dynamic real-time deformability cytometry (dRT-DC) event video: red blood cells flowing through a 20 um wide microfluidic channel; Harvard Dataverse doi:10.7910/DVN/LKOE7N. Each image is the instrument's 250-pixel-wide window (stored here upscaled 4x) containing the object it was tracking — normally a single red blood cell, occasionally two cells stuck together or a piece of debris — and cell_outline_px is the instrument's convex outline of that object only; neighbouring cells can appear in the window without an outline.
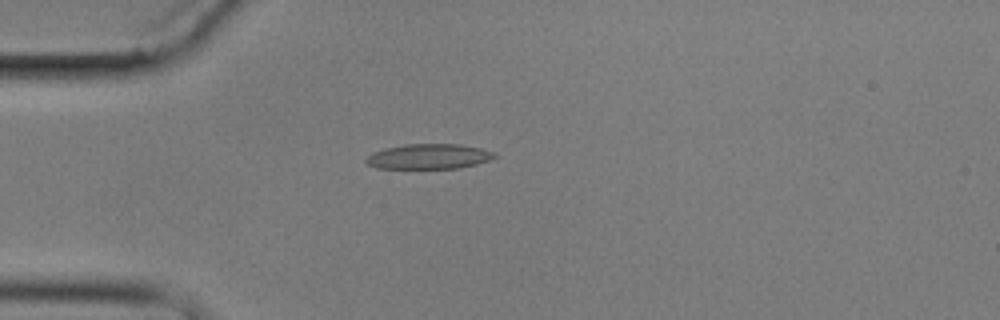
{"species": "common noctule bat (a hibernating species)", "species_latin": "Nyctalus noctula", "temperature_condition": "cold", "stored_images_in_passage": 2, "camera_frame_rate_fps": 3000, "um_per_image_px": 0.085, "animal": {"sex": "male", "body_mass_g": 17.9}, "frame": {"image": 1, "passage_image": 2, "time_ms": 2.0, "image_size_px": [1000, 320], "cell_outline_px": [[496, 156], [488, 160], [476, 164], [460, 168], [376, 168], [368, 164], [364, 160], [372, 152], [384, 148], [404, 144], [460, 144], [480, 148], [496, 152]], "centroid_in_image_um": [36.43, 13.29], "position_along_channel_um": 48.6, "area_um2": 18.79}}